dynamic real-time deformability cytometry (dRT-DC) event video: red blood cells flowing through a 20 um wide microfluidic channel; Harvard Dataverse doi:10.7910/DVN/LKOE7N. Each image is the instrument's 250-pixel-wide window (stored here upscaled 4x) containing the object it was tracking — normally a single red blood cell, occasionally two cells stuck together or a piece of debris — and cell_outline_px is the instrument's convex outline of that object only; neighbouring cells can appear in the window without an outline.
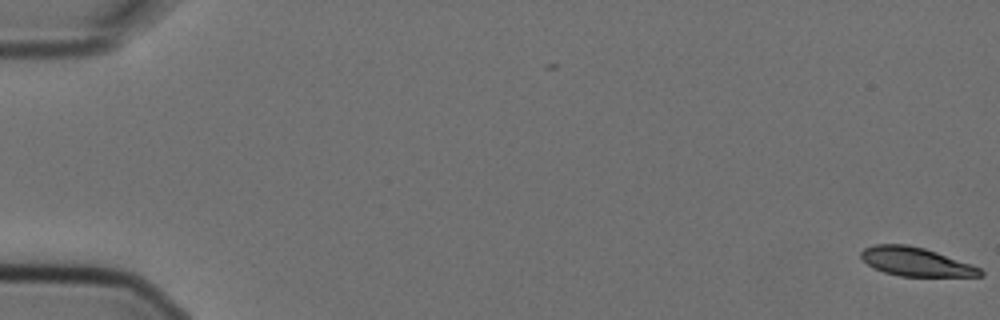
{"species": "Egyptian fruit bat (a non-hibernating species)", "species_latin": "Rousettus aegyptiacus", "temperature_condition": "cold", "stored_images_in_passage": 2, "camera_frame_rate_fps": 3000, "um_per_image_px": 0.085, "animal": {"sex": "female"}, "frame": {"image": 1, "passage_image": 2, "time_ms": 0.333, "image_size_px": [1000, 320], "cell_outline_px": [[984, 276], [900, 276], [884, 272], [872, 268], [860, 256], [860, 252], [864, 248], [876, 244], [908, 244], [924, 248], [972, 264], [980, 268], [984, 272]], "centroid_in_image_um": [77.84, 22.25], "position_along_channel_um": 7.2, "area_um2": 19.94}}